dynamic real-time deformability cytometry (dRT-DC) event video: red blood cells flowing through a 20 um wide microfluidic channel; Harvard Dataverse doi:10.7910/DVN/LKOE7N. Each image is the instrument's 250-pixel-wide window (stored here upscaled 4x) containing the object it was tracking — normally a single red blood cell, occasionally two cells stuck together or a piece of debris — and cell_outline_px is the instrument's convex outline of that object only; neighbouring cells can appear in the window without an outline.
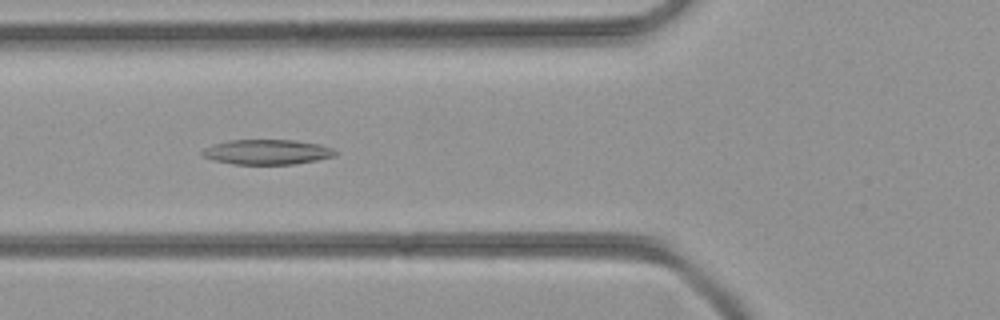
{"species": "common noctule bat (a hibernating species)", "species_latin": "Nyctalus noctula", "temperature_condition": "room temperature", "stored_images_in_passage": 39, "camera_frame_rate_fps": 3000, "um_per_image_px": 0.085, "animal": {"sex": "female", "body_mass_g": 21.9}, "frame": {"image": 1, "passage_image": 11, "time_ms": 3.333, "image_size_px": [1000, 320], "cell_outline_px": [[340, 152], [336, 156], [316, 160], [292, 164], [232, 164], [212, 160], [204, 156], [200, 152], [204, 148], [228, 140], [292, 140], [320, 144], [332, 148]], "centroid_in_image_um": [22.73, 12.92], "position_along_channel_um": 103.1, "area_um2": 19.36}}
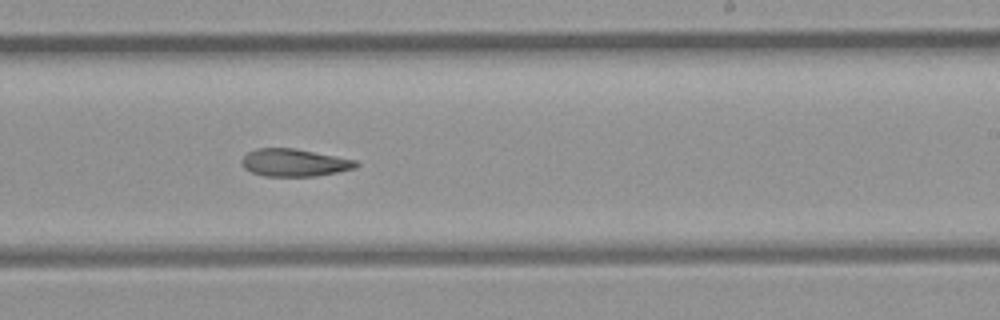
{"frame": {"image": 2, "passage_image": 21, "time_ms": 6.667, "image_size_px": [1000, 320], "cell_outline_px": [[360, 164], [356, 168], [336, 172], [312, 176], [264, 176], [252, 172], [244, 168], [240, 160], [248, 152], [256, 148], [292, 148], [356, 160]], "centroid_in_image_um": [24.99, 13.82], "position_along_channel_um": 264.0, "area_um2": 18.15}}
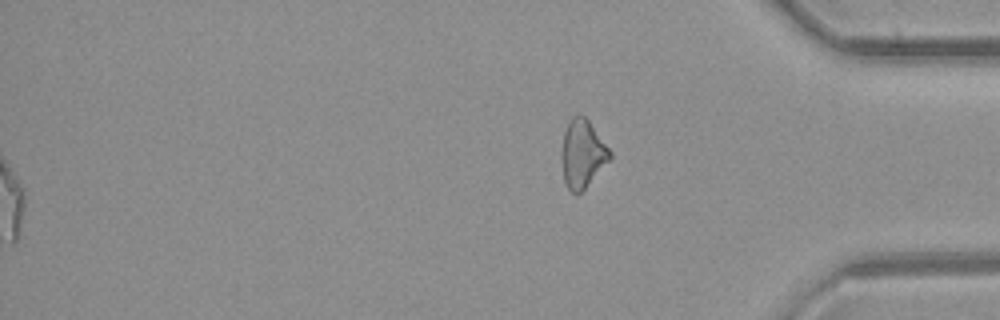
{"frame": {"image": 3, "passage_image": 39, "time_ms": 12.667, "image_size_px": [1000, 320], "cell_outline_px": [[612, 156], [584, 188], [576, 196], [568, 188], [564, 180], [564, 132], [568, 120], [572, 116], [584, 116], [588, 120], [612, 152]], "centroid_in_image_um": [49.53, 13.05], "position_along_channel_um": 385.7, "area_um2": 18.21}}